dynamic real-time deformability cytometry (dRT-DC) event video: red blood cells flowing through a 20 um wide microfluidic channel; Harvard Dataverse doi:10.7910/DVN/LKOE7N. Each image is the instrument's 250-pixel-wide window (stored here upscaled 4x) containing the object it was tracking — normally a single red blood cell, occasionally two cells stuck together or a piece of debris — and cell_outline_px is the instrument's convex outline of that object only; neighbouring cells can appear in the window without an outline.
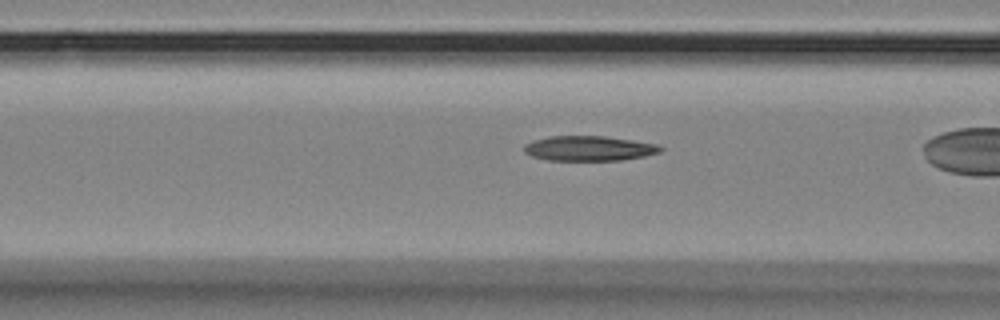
{"species": "Egyptian fruit bat (a non-hibernating species)", "species_latin": "Rousettus aegyptiacus", "temperature_condition": "room temperature", "stored_images_in_passage": 39, "camera_frame_rate_fps": 3000, "um_per_image_px": 0.085, "animal": {"sex": "female"}, "frame": {"image": 1, "passage_image": 16, "time_ms": 5.0, "image_size_px": [1000, 320], "cell_outline_px": [[664, 148], [660, 152], [644, 156], [620, 160], [548, 160], [532, 156], [524, 152], [524, 144], [532, 140], [548, 136], [604, 136], [632, 140], [656, 144]], "centroid_in_image_um": [50.03, 12.6], "position_along_channel_um": 116.6, "area_um2": 19.77}}
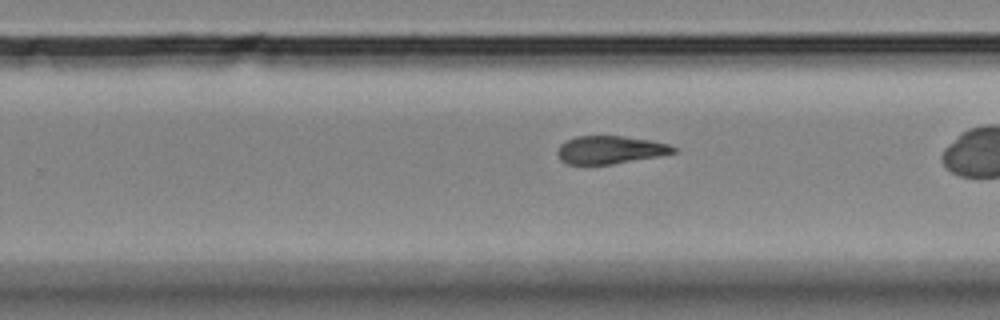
{"frame": {"image": 2, "passage_image": 30, "time_ms": 9.667, "image_size_px": [1000, 320], "cell_outline_px": [[676, 152], [660, 156], [612, 164], [568, 164], [560, 160], [556, 152], [560, 144], [576, 136], [624, 136], [652, 140], [668, 144], [676, 148]], "centroid_in_image_um": [51.86, 12.73], "position_along_channel_um": 277.9, "area_um2": 18.9}}
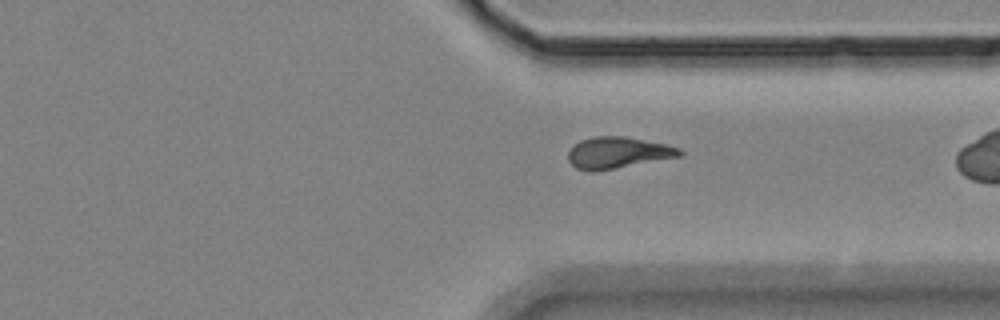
{"frame": {"image": 3, "passage_image": 37, "time_ms": 12.0, "image_size_px": [1000, 320], "cell_outline_px": [[684, 152], [680, 156], [616, 168], [592, 172], [576, 168], [568, 160], [568, 152], [580, 140], [596, 136], [624, 136], [668, 144], [680, 148]], "centroid_in_image_um": [52.53, 12.97], "position_along_channel_um": 358.9, "area_um2": 20.35}}